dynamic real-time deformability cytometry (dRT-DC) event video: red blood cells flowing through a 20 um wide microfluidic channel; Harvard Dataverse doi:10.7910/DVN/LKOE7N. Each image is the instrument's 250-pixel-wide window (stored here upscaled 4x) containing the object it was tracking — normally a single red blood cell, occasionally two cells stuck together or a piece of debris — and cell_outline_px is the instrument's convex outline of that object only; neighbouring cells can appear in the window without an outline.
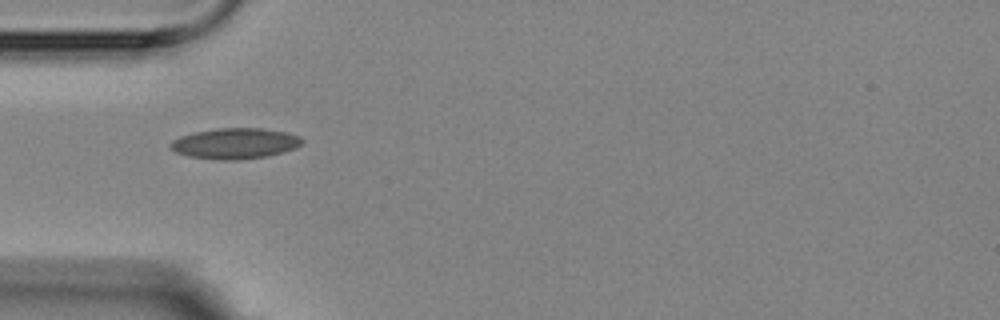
{"species": "Egyptian fruit bat (a non-hibernating species)", "species_latin": "Rousettus aegyptiacus", "temperature_condition": "room temperature", "stored_images_in_passage": 7, "camera_frame_rate_fps": 3000, "um_per_image_px": 0.085, "animal": {"sex": "female"}, "frame": {"image": 1, "passage_image": 1, "time_ms": 0.0, "image_size_px": [1000, 320], "cell_outline_px": [[304, 140], [296, 148], [268, 156], [240, 160], [220, 160], [188, 156], [176, 152], [168, 144], [172, 140], [180, 136], [196, 132], [216, 128], [264, 128], [288, 132], [300, 136]], "centroid_in_image_um": [20.0, 12.19], "position_along_channel_um": 65.0, "area_um2": 23.7}}
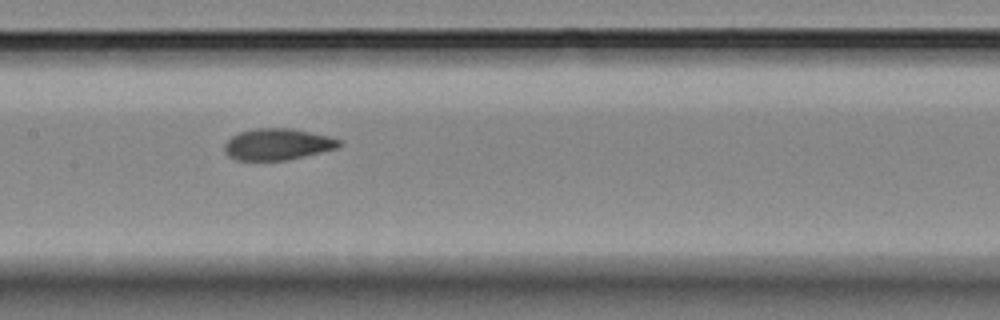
{"frame": {"image": 2, "passage_image": 4, "time_ms": 3.333, "image_size_px": [1000, 320], "cell_outline_px": [[340, 144], [336, 148], [288, 160], [236, 160], [228, 156], [224, 152], [224, 144], [232, 136], [240, 132], [252, 128], [292, 128], [328, 136], [340, 140]], "centroid_in_image_um": [23.54, 12.26], "position_along_channel_um": 183.9, "area_um2": 20.92}}
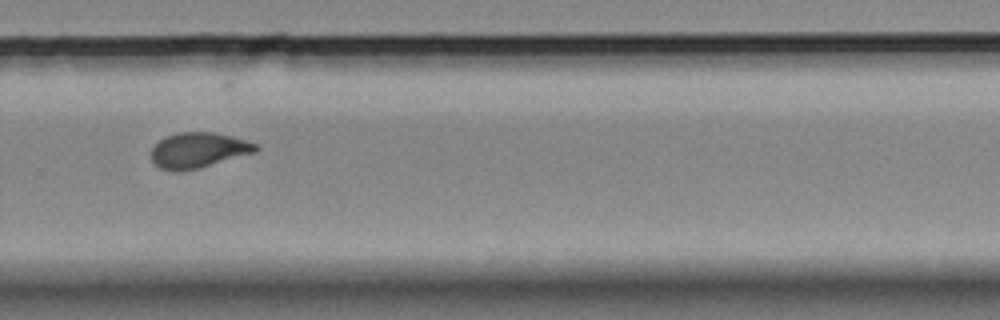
{"frame": {"image": 3, "passage_image": 7, "time_ms": 7.0, "image_size_px": [1000, 320], "cell_outline_px": [[260, 148], [256, 152], [200, 168], [180, 172], [172, 172], [160, 168], [152, 160], [152, 148], [164, 136], [176, 132], [212, 132], [232, 136], [256, 144]], "centroid_in_image_um": [16.85, 12.77], "position_along_channel_um": 313.0, "area_um2": 21.68}}